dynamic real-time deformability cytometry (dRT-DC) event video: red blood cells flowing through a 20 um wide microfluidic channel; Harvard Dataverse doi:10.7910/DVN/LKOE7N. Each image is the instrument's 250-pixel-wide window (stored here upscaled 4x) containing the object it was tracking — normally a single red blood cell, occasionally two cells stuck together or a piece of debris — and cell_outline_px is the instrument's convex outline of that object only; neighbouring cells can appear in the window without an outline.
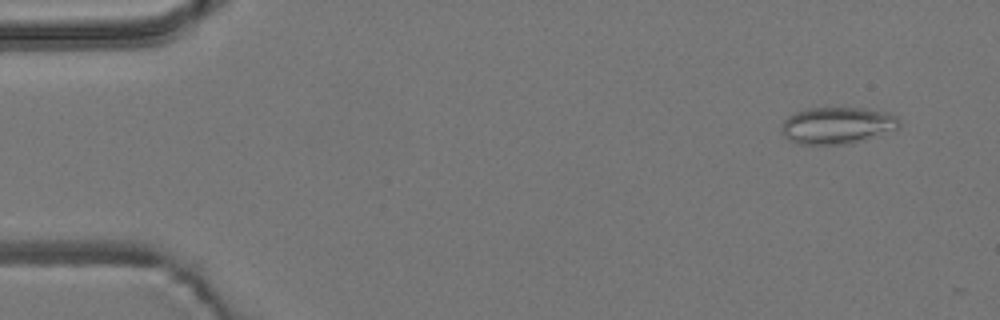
{"species": "common noctule bat (a hibernating species)", "species_latin": "Nyctalus noctula", "temperature_condition": "room temperature", "stored_images_in_passage": 4, "camera_frame_rate_fps": 3000, "um_per_image_px": 0.085, "animal": {"sex": "male", "body_mass_g": 19.2, "forearm_length_mm": 51.8}, "frame": {"image": 1, "passage_image": 1, "time_ms": 0.0, "image_size_px": [1000, 320], "cell_outline_px": [[900, 124], [896, 128], [860, 140], [844, 144], [796, 144], [788, 140], [780, 132], [780, 124], [788, 116], [796, 112], [808, 108], [864, 108], [884, 112], [896, 116], [900, 120]], "centroid_in_image_um": [71.06, 10.65], "position_along_channel_um": 13.9, "area_um2": 24.97}}